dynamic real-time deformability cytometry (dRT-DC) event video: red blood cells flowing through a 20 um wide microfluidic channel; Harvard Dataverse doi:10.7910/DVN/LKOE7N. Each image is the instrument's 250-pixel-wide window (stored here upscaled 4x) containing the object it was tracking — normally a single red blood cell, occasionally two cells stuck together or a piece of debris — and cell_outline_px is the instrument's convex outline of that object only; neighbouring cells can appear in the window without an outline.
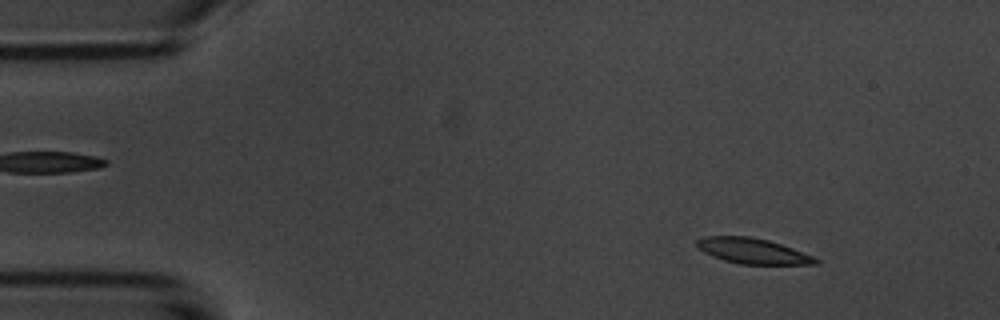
{"species": "common noctule bat (a hibernating species)", "species_latin": "Nyctalus noctula", "temperature_condition": "room temperature", "stored_images_in_passage": 52, "camera_frame_rate_fps": 3000, "um_per_image_px": 0.085, "animal": {"sex": "male", "body_mass_g": 20.1, "forearm_length_mm": 53.5}, "frame": {"image": 1, "passage_image": 4, "time_ms": 1.0, "image_size_px": [1000, 320], "cell_outline_px": [[820, 264], [740, 264], [724, 260], [712, 256], [704, 252], [696, 244], [696, 240], [704, 236], [748, 236], [768, 240], [792, 248], [812, 256], [820, 260]], "centroid_in_image_um": [63.97, 21.33], "position_along_channel_um": 21.0, "area_um2": 17.46}}
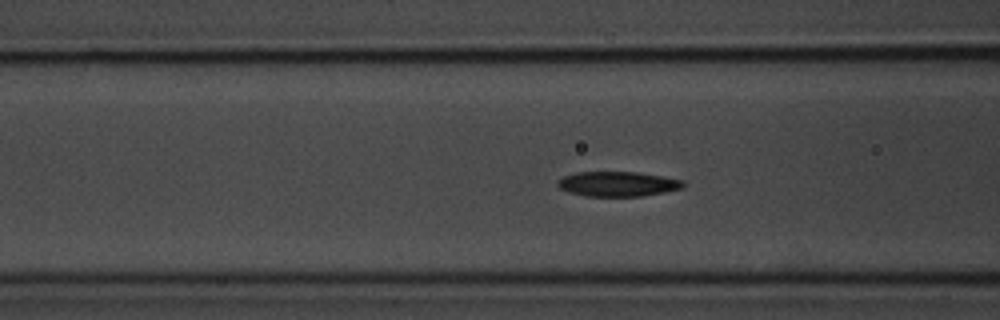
{"frame": {"image": 2, "passage_image": 18, "time_ms": 5.667, "image_size_px": [1000, 320], "cell_outline_px": [[684, 188], [664, 192], [640, 196], [584, 196], [568, 192], [560, 188], [556, 184], [556, 180], [564, 176], [576, 172], [636, 172], [664, 176], [684, 180]], "centroid_in_image_um": [52.5, 15.63], "position_along_channel_um": 114.1, "area_um2": 18.32}}
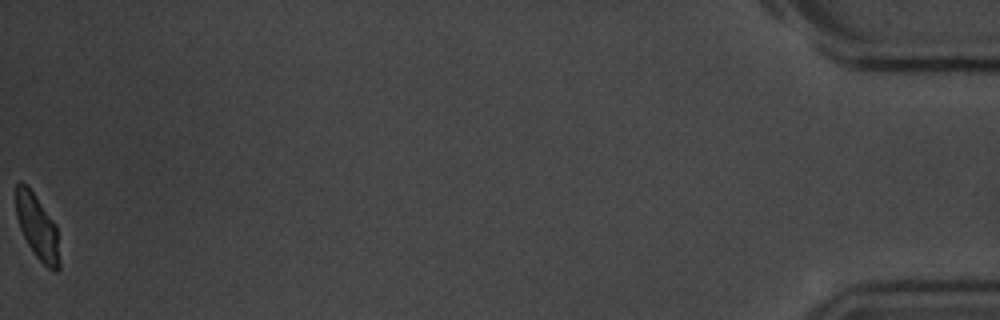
{"frame": {"image": 3, "passage_image": 52, "time_ms": 17.0, "image_size_px": [1000, 320], "cell_outline_px": [[60, 268], [56, 272], [52, 272], [36, 256], [28, 244], [20, 228], [16, 216], [16, 184], [20, 180], [28, 184], [56, 224], [60, 260]], "centroid_in_image_um": [3.18, 19.27], "position_along_channel_um": 432.0, "area_um2": 16.65}, "authors_computed_cell_mechanics": {"area_um2": 18.207, "velocity_mm_per_s": 3.6837, "shape_relaxation_time_tau1_ms": 3.1751, "shape_relaxation_time_tau2_ms": 3.0822, "deformation_change_tau1": 0.1322, "deformation_change_tau2": 0.0738}}